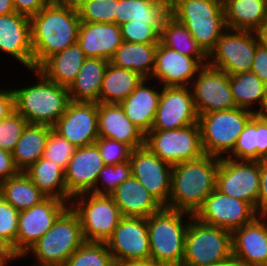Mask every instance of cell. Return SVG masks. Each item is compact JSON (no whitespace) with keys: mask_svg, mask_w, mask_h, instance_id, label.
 <instances>
[{"mask_svg":"<svg viewBox=\"0 0 267 266\" xmlns=\"http://www.w3.org/2000/svg\"><path fill=\"white\" fill-rule=\"evenodd\" d=\"M80 22L76 5L53 2L30 17L34 69L49 56L77 43Z\"/></svg>","mask_w":267,"mask_h":266,"instance_id":"6da1fadb","label":"cell"},{"mask_svg":"<svg viewBox=\"0 0 267 266\" xmlns=\"http://www.w3.org/2000/svg\"><path fill=\"white\" fill-rule=\"evenodd\" d=\"M220 158L204 154L172 166L171 193L166 208L194 215L216 189Z\"/></svg>","mask_w":267,"mask_h":266,"instance_id":"7a4b0ae2","label":"cell"},{"mask_svg":"<svg viewBox=\"0 0 267 266\" xmlns=\"http://www.w3.org/2000/svg\"><path fill=\"white\" fill-rule=\"evenodd\" d=\"M31 71L38 81L13 89L15 111L28 123L53 127L70 102L68 88L48 80L36 69Z\"/></svg>","mask_w":267,"mask_h":266,"instance_id":"3957f363","label":"cell"},{"mask_svg":"<svg viewBox=\"0 0 267 266\" xmlns=\"http://www.w3.org/2000/svg\"><path fill=\"white\" fill-rule=\"evenodd\" d=\"M186 217L189 219L184 221L183 218ZM191 217L190 213L163 207L147 218L151 261L168 266H182Z\"/></svg>","mask_w":267,"mask_h":266,"instance_id":"277c9868","label":"cell"},{"mask_svg":"<svg viewBox=\"0 0 267 266\" xmlns=\"http://www.w3.org/2000/svg\"><path fill=\"white\" fill-rule=\"evenodd\" d=\"M84 242L79 217L69 206L22 259L33 254L32 266H64Z\"/></svg>","mask_w":267,"mask_h":266,"instance_id":"5b68a950","label":"cell"},{"mask_svg":"<svg viewBox=\"0 0 267 266\" xmlns=\"http://www.w3.org/2000/svg\"><path fill=\"white\" fill-rule=\"evenodd\" d=\"M170 14L184 24L208 56L227 29L224 7L206 0H172Z\"/></svg>","mask_w":267,"mask_h":266,"instance_id":"8992f818","label":"cell"},{"mask_svg":"<svg viewBox=\"0 0 267 266\" xmlns=\"http://www.w3.org/2000/svg\"><path fill=\"white\" fill-rule=\"evenodd\" d=\"M255 114L250 110L235 107L199 115L198 123L204 154L219 158L227 157Z\"/></svg>","mask_w":267,"mask_h":266,"instance_id":"52a82bcc","label":"cell"},{"mask_svg":"<svg viewBox=\"0 0 267 266\" xmlns=\"http://www.w3.org/2000/svg\"><path fill=\"white\" fill-rule=\"evenodd\" d=\"M232 257V232L203 223L193 215L190 219L182 266H205Z\"/></svg>","mask_w":267,"mask_h":266,"instance_id":"ba28073f","label":"cell"},{"mask_svg":"<svg viewBox=\"0 0 267 266\" xmlns=\"http://www.w3.org/2000/svg\"><path fill=\"white\" fill-rule=\"evenodd\" d=\"M69 206L79 217L83 238L89 242L106 243L122 218L108 195L80 194L71 199Z\"/></svg>","mask_w":267,"mask_h":266,"instance_id":"9c48e42d","label":"cell"},{"mask_svg":"<svg viewBox=\"0 0 267 266\" xmlns=\"http://www.w3.org/2000/svg\"><path fill=\"white\" fill-rule=\"evenodd\" d=\"M259 44L256 32L227 28L208 54L207 64L229 76L250 71Z\"/></svg>","mask_w":267,"mask_h":266,"instance_id":"30bf717a","label":"cell"},{"mask_svg":"<svg viewBox=\"0 0 267 266\" xmlns=\"http://www.w3.org/2000/svg\"><path fill=\"white\" fill-rule=\"evenodd\" d=\"M144 146L172 166L204 155L198 122L179 129L151 130L145 135Z\"/></svg>","mask_w":267,"mask_h":266,"instance_id":"8fae6325","label":"cell"},{"mask_svg":"<svg viewBox=\"0 0 267 266\" xmlns=\"http://www.w3.org/2000/svg\"><path fill=\"white\" fill-rule=\"evenodd\" d=\"M260 161L220 158L216 189L230 197L250 203L258 211Z\"/></svg>","mask_w":267,"mask_h":266,"instance_id":"7c38bea8","label":"cell"},{"mask_svg":"<svg viewBox=\"0 0 267 266\" xmlns=\"http://www.w3.org/2000/svg\"><path fill=\"white\" fill-rule=\"evenodd\" d=\"M106 244L116 266L150 261L147 218L122 217Z\"/></svg>","mask_w":267,"mask_h":266,"instance_id":"4fadbf2b","label":"cell"},{"mask_svg":"<svg viewBox=\"0 0 267 266\" xmlns=\"http://www.w3.org/2000/svg\"><path fill=\"white\" fill-rule=\"evenodd\" d=\"M260 213L248 202L215 189L193 215L199 221L233 232L252 223Z\"/></svg>","mask_w":267,"mask_h":266,"instance_id":"5bb4252c","label":"cell"},{"mask_svg":"<svg viewBox=\"0 0 267 266\" xmlns=\"http://www.w3.org/2000/svg\"><path fill=\"white\" fill-rule=\"evenodd\" d=\"M69 204L55 197H46L35 206L19 211L16 237L18 260L53 226Z\"/></svg>","mask_w":267,"mask_h":266,"instance_id":"9a60e30c","label":"cell"},{"mask_svg":"<svg viewBox=\"0 0 267 266\" xmlns=\"http://www.w3.org/2000/svg\"><path fill=\"white\" fill-rule=\"evenodd\" d=\"M190 87L198 116L237 107L233 100L229 75L220 69L203 65Z\"/></svg>","mask_w":267,"mask_h":266,"instance_id":"2e32d148","label":"cell"},{"mask_svg":"<svg viewBox=\"0 0 267 266\" xmlns=\"http://www.w3.org/2000/svg\"><path fill=\"white\" fill-rule=\"evenodd\" d=\"M159 105L151 130H170L198 122L191 87L162 86Z\"/></svg>","mask_w":267,"mask_h":266,"instance_id":"e0dca14e","label":"cell"},{"mask_svg":"<svg viewBox=\"0 0 267 266\" xmlns=\"http://www.w3.org/2000/svg\"><path fill=\"white\" fill-rule=\"evenodd\" d=\"M129 161L132 176L165 207L171 193L172 165L146 146L132 150Z\"/></svg>","mask_w":267,"mask_h":266,"instance_id":"ac0fdd59","label":"cell"},{"mask_svg":"<svg viewBox=\"0 0 267 266\" xmlns=\"http://www.w3.org/2000/svg\"><path fill=\"white\" fill-rule=\"evenodd\" d=\"M53 130L76 148L94 144L98 134V103L70 101Z\"/></svg>","mask_w":267,"mask_h":266,"instance_id":"d6986e66","label":"cell"},{"mask_svg":"<svg viewBox=\"0 0 267 266\" xmlns=\"http://www.w3.org/2000/svg\"><path fill=\"white\" fill-rule=\"evenodd\" d=\"M207 58H192L164 46L160 41L155 51V67L150 81L158 80L162 86H191ZM160 80V81H159Z\"/></svg>","mask_w":267,"mask_h":266,"instance_id":"ffe728a7","label":"cell"},{"mask_svg":"<svg viewBox=\"0 0 267 266\" xmlns=\"http://www.w3.org/2000/svg\"><path fill=\"white\" fill-rule=\"evenodd\" d=\"M104 166L105 163L95 143L75 148L64 171L67 194L73 198L91 193Z\"/></svg>","mask_w":267,"mask_h":266,"instance_id":"44dd1931","label":"cell"},{"mask_svg":"<svg viewBox=\"0 0 267 266\" xmlns=\"http://www.w3.org/2000/svg\"><path fill=\"white\" fill-rule=\"evenodd\" d=\"M0 52L34 70L30 17L17 12L0 15Z\"/></svg>","mask_w":267,"mask_h":266,"instance_id":"7402d4cb","label":"cell"},{"mask_svg":"<svg viewBox=\"0 0 267 266\" xmlns=\"http://www.w3.org/2000/svg\"><path fill=\"white\" fill-rule=\"evenodd\" d=\"M232 256L241 266H267V222L260 215L232 232Z\"/></svg>","mask_w":267,"mask_h":266,"instance_id":"603a6c76","label":"cell"},{"mask_svg":"<svg viewBox=\"0 0 267 266\" xmlns=\"http://www.w3.org/2000/svg\"><path fill=\"white\" fill-rule=\"evenodd\" d=\"M122 42L121 28L115 23L80 22L77 43L87 58L110 61Z\"/></svg>","mask_w":267,"mask_h":266,"instance_id":"cb8c5ba5","label":"cell"},{"mask_svg":"<svg viewBox=\"0 0 267 266\" xmlns=\"http://www.w3.org/2000/svg\"><path fill=\"white\" fill-rule=\"evenodd\" d=\"M98 134L132 150L145 145V134L130 121L120 104L98 103Z\"/></svg>","mask_w":267,"mask_h":266,"instance_id":"d4e9b609","label":"cell"},{"mask_svg":"<svg viewBox=\"0 0 267 266\" xmlns=\"http://www.w3.org/2000/svg\"><path fill=\"white\" fill-rule=\"evenodd\" d=\"M110 196L122 217L148 218L164 207L133 176L122 182Z\"/></svg>","mask_w":267,"mask_h":266,"instance_id":"484cf974","label":"cell"},{"mask_svg":"<svg viewBox=\"0 0 267 266\" xmlns=\"http://www.w3.org/2000/svg\"><path fill=\"white\" fill-rule=\"evenodd\" d=\"M148 83V84H147ZM144 79L120 105L130 121L145 135L151 131L159 105L161 89ZM155 87V88H154Z\"/></svg>","mask_w":267,"mask_h":266,"instance_id":"4316f807","label":"cell"},{"mask_svg":"<svg viewBox=\"0 0 267 266\" xmlns=\"http://www.w3.org/2000/svg\"><path fill=\"white\" fill-rule=\"evenodd\" d=\"M87 59L78 43L46 58L37 68L48 80L69 88Z\"/></svg>","mask_w":267,"mask_h":266,"instance_id":"83f0119b","label":"cell"},{"mask_svg":"<svg viewBox=\"0 0 267 266\" xmlns=\"http://www.w3.org/2000/svg\"><path fill=\"white\" fill-rule=\"evenodd\" d=\"M171 4L154 0H119L116 10V24L148 22L159 34L170 14Z\"/></svg>","mask_w":267,"mask_h":266,"instance_id":"f1b7e54d","label":"cell"},{"mask_svg":"<svg viewBox=\"0 0 267 266\" xmlns=\"http://www.w3.org/2000/svg\"><path fill=\"white\" fill-rule=\"evenodd\" d=\"M109 61L87 58L68 88L70 101L99 103V93Z\"/></svg>","mask_w":267,"mask_h":266,"instance_id":"f546056e","label":"cell"},{"mask_svg":"<svg viewBox=\"0 0 267 266\" xmlns=\"http://www.w3.org/2000/svg\"><path fill=\"white\" fill-rule=\"evenodd\" d=\"M229 80L233 100L237 107L256 114H267V85L255 73L251 71L238 73L229 76ZM257 103L260 107L255 110L253 107Z\"/></svg>","mask_w":267,"mask_h":266,"instance_id":"4dcf8cb0","label":"cell"},{"mask_svg":"<svg viewBox=\"0 0 267 266\" xmlns=\"http://www.w3.org/2000/svg\"><path fill=\"white\" fill-rule=\"evenodd\" d=\"M53 127L28 123L12 151L13 162L19 171H25L44 155Z\"/></svg>","mask_w":267,"mask_h":266,"instance_id":"1f68e13d","label":"cell"},{"mask_svg":"<svg viewBox=\"0 0 267 266\" xmlns=\"http://www.w3.org/2000/svg\"><path fill=\"white\" fill-rule=\"evenodd\" d=\"M226 27L256 32L267 17V0H226Z\"/></svg>","mask_w":267,"mask_h":266,"instance_id":"d6a6232c","label":"cell"},{"mask_svg":"<svg viewBox=\"0 0 267 266\" xmlns=\"http://www.w3.org/2000/svg\"><path fill=\"white\" fill-rule=\"evenodd\" d=\"M158 43H131L123 41L110 59L113 65L130 69L145 79H150L155 67Z\"/></svg>","mask_w":267,"mask_h":266,"instance_id":"836d02e7","label":"cell"},{"mask_svg":"<svg viewBox=\"0 0 267 266\" xmlns=\"http://www.w3.org/2000/svg\"><path fill=\"white\" fill-rule=\"evenodd\" d=\"M144 79L139 73L109 62L102 81L99 102L120 104Z\"/></svg>","mask_w":267,"mask_h":266,"instance_id":"e575fe53","label":"cell"},{"mask_svg":"<svg viewBox=\"0 0 267 266\" xmlns=\"http://www.w3.org/2000/svg\"><path fill=\"white\" fill-rule=\"evenodd\" d=\"M24 172L45 196L71 202L66 190L65 172L56 163L41 157Z\"/></svg>","mask_w":267,"mask_h":266,"instance_id":"d590c367","label":"cell"},{"mask_svg":"<svg viewBox=\"0 0 267 266\" xmlns=\"http://www.w3.org/2000/svg\"><path fill=\"white\" fill-rule=\"evenodd\" d=\"M0 195L18 211L29 209L47 197L23 171L0 184Z\"/></svg>","mask_w":267,"mask_h":266,"instance_id":"8d00e7d4","label":"cell"},{"mask_svg":"<svg viewBox=\"0 0 267 266\" xmlns=\"http://www.w3.org/2000/svg\"><path fill=\"white\" fill-rule=\"evenodd\" d=\"M159 41L171 49L192 58H207L186 26L171 15L161 28Z\"/></svg>","mask_w":267,"mask_h":266,"instance_id":"74e56055","label":"cell"},{"mask_svg":"<svg viewBox=\"0 0 267 266\" xmlns=\"http://www.w3.org/2000/svg\"><path fill=\"white\" fill-rule=\"evenodd\" d=\"M64 266H116L107 244L85 241Z\"/></svg>","mask_w":267,"mask_h":266,"instance_id":"f35d334b","label":"cell"},{"mask_svg":"<svg viewBox=\"0 0 267 266\" xmlns=\"http://www.w3.org/2000/svg\"><path fill=\"white\" fill-rule=\"evenodd\" d=\"M119 0H81L76 8L81 22L116 24Z\"/></svg>","mask_w":267,"mask_h":266,"instance_id":"ab89813d","label":"cell"},{"mask_svg":"<svg viewBox=\"0 0 267 266\" xmlns=\"http://www.w3.org/2000/svg\"><path fill=\"white\" fill-rule=\"evenodd\" d=\"M131 176L130 161L115 165H105L100 171L95 188L91 193L110 196L122 182Z\"/></svg>","mask_w":267,"mask_h":266,"instance_id":"60d3db41","label":"cell"},{"mask_svg":"<svg viewBox=\"0 0 267 266\" xmlns=\"http://www.w3.org/2000/svg\"><path fill=\"white\" fill-rule=\"evenodd\" d=\"M19 211L0 195V238L16 257Z\"/></svg>","mask_w":267,"mask_h":266,"instance_id":"b9f144b4","label":"cell"},{"mask_svg":"<svg viewBox=\"0 0 267 266\" xmlns=\"http://www.w3.org/2000/svg\"><path fill=\"white\" fill-rule=\"evenodd\" d=\"M75 146L66 138H63L53 129L50 131L43 157L53 163H56L64 171L68 162L73 156Z\"/></svg>","mask_w":267,"mask_h":266,"instance_id":"7bdbcfd3","label":"cell"},{"mask_svg":"<svg viewBox=\"0 0 267 266\" xmlns=\"http://www.w3.org/2000/svg\"><path fill=\"white\" fill-rule=\"evenodd\" d=\"M27 124V120L16 111L4 118L0 125V149L12 153Z\"/></svg>","mask_w":267,"mask_h":266,"instance_id":"ee69618b","label":"cell"},{"mask_svg":"<svg viewBox=\"0 0 267 266\" xmlns=\"http://www.w3.org/2000/svg\"><path fill=\"white\" fill-rule=\"evenodd\" d=\"M234 160L256 161L255 115L238 137L236 146L227 156Z\"/></svg>","mask_w":267,"mask_h":266,"instance_id":"f6af8a7d","label":"cell"},{"mask_svg":"<svg viewBox=\"0 0 267 266\" xmlns=\"http://www.w3.org/2000/svg\"><path fill=\"white\" fill-rule=\"evenodd\" d=\"M97 145L105 165H115L130 160L132 149L119 141L106 137H99Z\"/></svg>","mask_w":267,"mask_h":266,"instance_id":"bcb514c9","label":"cell"},{"mask_svg":"<svg viewBox=\"0 0 267 266\" xmlns=\"http://www.w3.org/2000/svg\"><path fill=\"white\" fill-rule=\"evenodd\" d=\"M122 40L131 43H159V33L148 22L129 21L120 25Z\"/></svg>","mask_w":267,"mask_h":266,"instance_id":"7dc6e473","label":"cell"},{"mask_svg":"<svg viewBox=\"0 0 267 266\" xmlns=\"http://www.w3.org/2000/svg\"><path fill=\"white\" fill-rule=\"evenodd\" d=\"M256 161L267 159V114H255Z\"/></svg>","mask_w":267,"mask_h":266,"instance_id":"c3c4849f","label":"cell"},{"mask_svg":"<svg viewBox=\"0 0 267 266\" xmlns=\"http://www.w3.org/2000/svg\"><path fill=\"white\" fill-rule=\"evenodd\" d=\"M250 71L267 85V47L261 44L257 46Z\"/></svg>","mask_w":267,"mask_h":266,"instance_id":"681fc988","label":"cell"},{"mask_svg":"<svg viewBox=\"0 0 267 266\" xmlns=\"http://www.w3.org/2000/svg\"><path fill=\"white\" fill-rule=\"evenodd\" d=\"M15 12L31 17L44 8L50 0H12Z\"/></svg>","mask_w":267,"mask_h":266,"instance_id":"f907efd6","label":"cell"},{"mask_svg":"<svg viewBox=\"0 0 267 266\" xmlns=\"http://www.w3.org/2000/svg\"><path fill=\"white\" fill-rule=\"evenodd\" d=\"M19 170L15 167L12 153L0 149V184L15 176Z\"/></svg>","mask_w":267,"mask_h":266,"instance_id":"816d5d0a","label":"cell"},{"mask_svg":"<svg viewBox=\"0 0 267 266\" xmlns=\"http://www.w3.org/2000/svg\"><path fill=\"white\" fill-rule=\"evenodd\" d=\"M267 208V159L260 161V186L258 193V212Z\"/></svg>","mask_w":267,"mask_h":266,"instance_id":"f5cc1de1","label":"cell"},{"mask_svg":"<svg viewBox=\"0 0 267 266\" xmlns=\"http://www.w3.org/2000/svg\"><path fill=\"white\" fill-rule=\"evenodd\" d=\"M0 88V119L7 118L15 111L13 89Z\"/></svg>","mask_w":267,"mask_h":266,"instance_id":"db71d44e","label":"cell"},{"mask_svg":"<svg viewBox=\"0 0 267 266\" xmlns=\"http://www.w3.org/2000/svg\"><path fill=\"white\" fill-rule=\"evenodd\" d=\"M0 259H6L9 262L18 260L12 250L0 238Z\"/></svg>","mask_w":267,"mask_h":266,"instance_id":"11a10c76","label":"cell"},{"mask_svg":"<svg viewBox=\"0 0 267 266\" xmlns=\"http://www.w3.org/2000/svg\"><path fill=\"white\" fill-rule=\"evenodd\" d=\"M261 45L267 47V17L262 22L260 28L256 31Z\"/></svg>","mask_w":267,"mask_h":266,"instance_id":"9f6ffc18","label":"cell"},{"mask_svg":"<svg viewBox=\"0 0 267 266\" xmlns=\"http://www.w3.org/2000/svg\"><path fill=\"white\" fill-rule=\"evenodd\" d=\"M15 12L12 0H0V15H7Z\"/></svg>","mask_w":267,"mask_h":266,"instance_id":"6f0895ef","label":"cell"},{"mask_svg":"<svg viewBox=\"0 0 267 266\" xmlns=\"http://www.w3.org/2000/svg\"><path fill=\"white\" fill-rule=\"evenodd\" d=\"M118 266H168V265L150 260V261H143V262L127 263V264H122Z\"/></svg>","mask_w":267,"mask_h":266,"instance_id":"680465c9","label":"cell"},{"mask_svg":"<svg viewBox=\"0 0 267 266\" xmlns=\"http://www.w3.org/2000/svg\"><path fill=\"white\" fill-rule=\"evenodd\" d=\"M205 266H241L232 256L231 258L216 264H210Z\"/></svg>","mask_w":267,"mask_h":266,"instance_id":"91938a15","label":"cell"},{"mask_svg":"<svg viewBox=\"0 0 267 266\" xmlns=\"http://www.w3.org/2000/svg\"><path fill=\"white\" fill-rule=\"evenodd\" d=\"M81 0H50V2L57 3V4H71L77 5Z\"/></svg>","mask_w":267,"mask_h":266,"instance_id":"94428289","label":"cell"},{"mask_svg":"<svg viewBox=\"0 0 267 266\" xmlns=\"http://www.w3.org/2000/svg\"><path fill=\"white\" fill-rule=\"evenodd\" d=\"M206 1H210V2H213L215 4H219L221 6L224 7L225 3H226V0H206Z\"/></svg>","mask_w":267,"mask_h":266,"instance_id":"6125c7cd","label":"cell"},{"mask_svg":"<svg viewBox=\"0 0 267 266\" xmlns=\"http://www.w3.org/2000/svg\"><path fill=\"white\" fill-rule=\"evenodd\" d=\"M260 216L267 222V208L260 213Z\"/></svg>","mask_w":267,"mask_h":266,"instance_id":"be15d7a7","label":"cell"},{"mask_svg":"<svg viewBox=\"0 0 267 266\" xmlns=\"http://www.w3.org/2000/svg\"><path fill=\"white\" fill-rule=\"evenodd\" d=\"M7 264H10V262L6 259H0V266H7Z\"/></svg>","mask_w":267,"mask_h":266,"instance_id":"e7e4bbea","label":"cell"},{"mask_svg":"<svg viewBox=\"0 0 267 266\" xmlns=\"http://www.w3.org/2000/svg\"><path fill=\"white\" fill-rule=\"evenodd\" d=\"M156 2H160V3H166V4H171L172 0H154Z\"/></svg>","mask_w":267,"mask_h":266,"instance_id":"03108f58","label":"cell"},{"mask_svg":"<svg viewBox=\"0 0 267 266\" xmlns=\"http://www.w3.org/2000/svg\"><path fill=\"white\" fill-rule=\"evenodd\" d=\"M3 120H4V119H0V125L3 123Z\"/></svg>","mask_w":267,"mask_h":266,"instance_id":"003e7915","label":"cell"}]
</instances>
